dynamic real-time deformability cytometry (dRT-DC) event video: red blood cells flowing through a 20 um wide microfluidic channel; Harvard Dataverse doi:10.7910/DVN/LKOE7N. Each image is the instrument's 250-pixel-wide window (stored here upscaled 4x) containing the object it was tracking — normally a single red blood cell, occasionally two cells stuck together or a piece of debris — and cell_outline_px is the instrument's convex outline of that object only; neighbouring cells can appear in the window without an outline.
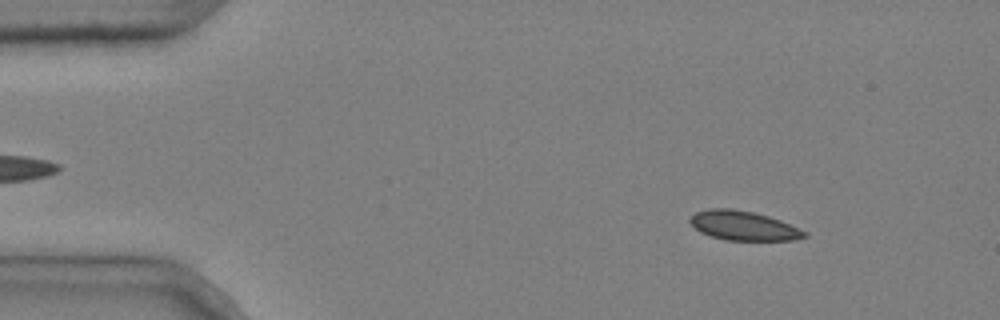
{"species": "common noctule bat (a hibernating species)", "species_latin": "Nyctalus noctula", "temperature_condition": "cold", "stored_images_in_passage": 4, "segment_of_instrument_passage": [1, 2], "camera_frame_rate_fps": 3000, "um_per_image_px": 0.085, "animal": {"sex": "male", "body_mass_g": 20.4}, "frame": {"image": 1, "passage_image": 1, "time_ms": 0.0, "image_size_px": [1000, 320], "cell_outline_px": [[808, 236], [792, 240], [728, 240], [712, 236], [700, 232], [688, 220], [696, 212], [712, 208], [732, 208], [752, 212], [768, 216], [780, 220], [808, 232]], "centroid_in_image_um": [63.21, 19.18], "position_along_channel_um": 21.8, "area_um2": 19.36}}